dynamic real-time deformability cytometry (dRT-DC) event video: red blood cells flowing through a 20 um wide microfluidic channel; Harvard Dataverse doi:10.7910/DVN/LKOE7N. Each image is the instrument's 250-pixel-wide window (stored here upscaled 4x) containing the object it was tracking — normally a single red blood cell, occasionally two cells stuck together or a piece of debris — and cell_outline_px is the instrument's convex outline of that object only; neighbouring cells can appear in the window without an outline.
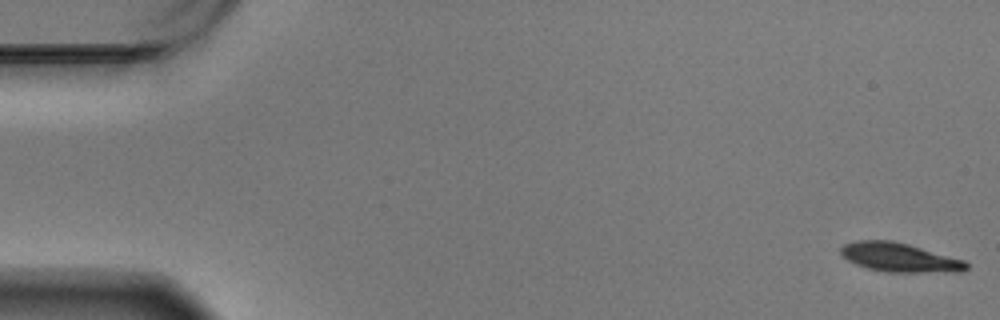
{"species": "Egyptian fruit bat (a non-hibernating species)", "species_latin": "Rousettus aegyptiacus", "temperature_condition": "warm", "stored_images_in_passage": 58, "camera_frame_rate_fps": 3000, "um_per_image_px": 0.085, "animal": {"sex": "male"}, "frame": {"image": 1, "passage_image": 1, "time_ms": 0.0, "image_size_px": [1000, 320], "cell_outline_px": [[968, 268], [960, 272], [888, 272], [868, 268], [856, 264], [848, 260], [840, 252], [840, 248], [844, 244], [856, 240], [892, 240], [908, 244], [964, 260], [968, 264]], "centroid_in_image_um": [76.46, 21.88], "position_along_channel_um": 8.5, "area_um2": 21.1}}
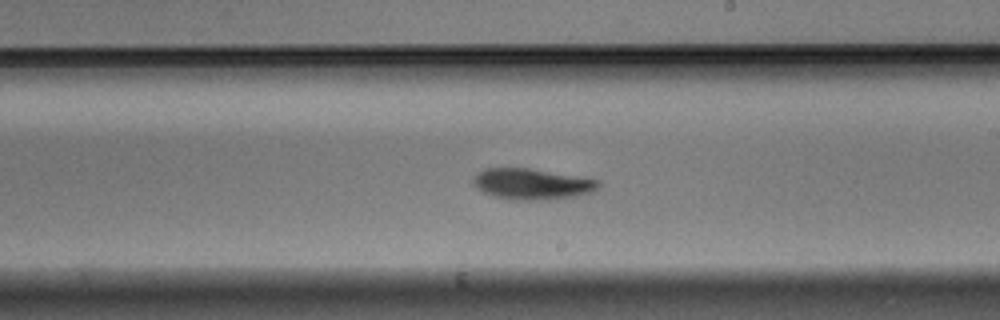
{"frame": {"image": 2, "passage_image": 34, "time_ms": 11.0, "image_size_px": [1000, 320], "cell_outline_px": [[600, 184], [592, 192], [576, 196], [548, 200], [508, 200], [484, 192], [472, 184], [472, 176], [476, 172], [484, 168], [528, 168], [600, 180]], "centroid_in_image_um": [45.17, 15.64], "position_along_channel_um": 243.8, "area_um2": 22.66}}
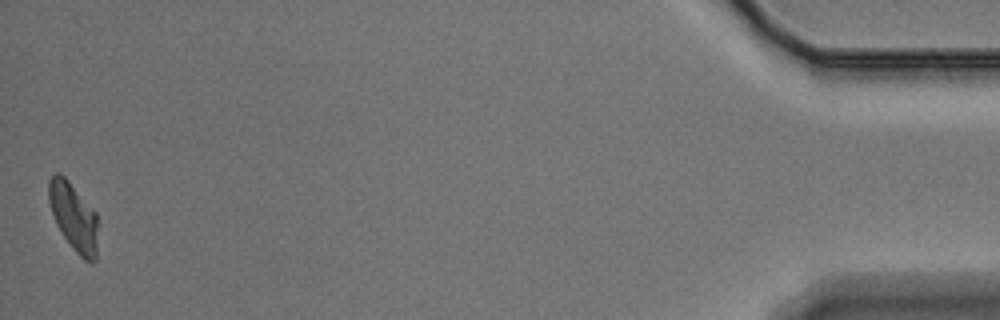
{"frame": {"image": 3, "passage_image": 58, "time_ms": 19.0, "image_size_px": [1000, 320], "cell_outline_px": [[96, 260], [92, 264], [84, 260], [72, 248], [56, 224], [48, 200], [48, 180], [56, 172], [60, 172], [68, 180], [96, 212]], "centroid_in_image_um": [6.24, 18.42], "position_along_channel_um": 429.0, "area_um2": 19.31}, "authors_computed_cell_mechanics": {"area_um2": 21.675, "velocity_mm_per_s": 3.4498, "shape_relaxation_time_tau1_ms": 2.5675, "shape_relaxation_time_tau2_ms": 4.2558, "deformation_change_tau1": 0.1082, "deformation_change_tau2": 0.0838}}